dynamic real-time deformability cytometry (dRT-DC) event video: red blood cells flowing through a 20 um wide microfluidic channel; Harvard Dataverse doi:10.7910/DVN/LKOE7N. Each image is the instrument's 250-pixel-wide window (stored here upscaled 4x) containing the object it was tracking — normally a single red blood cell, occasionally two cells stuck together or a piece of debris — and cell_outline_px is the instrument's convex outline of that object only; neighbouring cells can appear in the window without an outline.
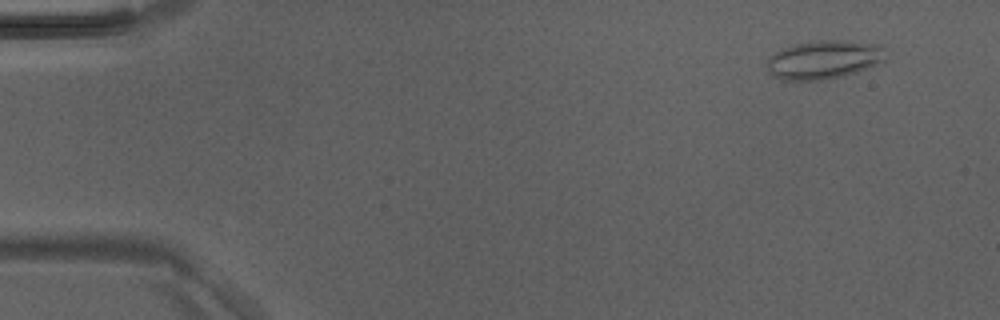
{"species": "Egyptian fruit bat (a non-hibernating species)", "species_latin": "Rousettus aegyptiacus", "temperature_condition": "room temperature", "stored_images_in_passage": 4, "camera_frame_rate_fps": 3000, "um_per_image_px": 0.085, "animal": {"sex": "male"}, "frame": {"image": 1, "passage_image": 2, "time_ms": 0.333, "image_size_px": [1000, 320], "cell_outline_px": [[884, 60], [856, 72], [844, 76], [820, 80], [780, 80], [772, 76], [768, 72], [768, 56], [784, 48], [796, 44], [820, 40], [840, 40], [876, 44], [884, 48]], "centroid_in_image_um": [69.98, 5.08], "position_along_channel_um": 15.0, "area_um2": 26.41}}